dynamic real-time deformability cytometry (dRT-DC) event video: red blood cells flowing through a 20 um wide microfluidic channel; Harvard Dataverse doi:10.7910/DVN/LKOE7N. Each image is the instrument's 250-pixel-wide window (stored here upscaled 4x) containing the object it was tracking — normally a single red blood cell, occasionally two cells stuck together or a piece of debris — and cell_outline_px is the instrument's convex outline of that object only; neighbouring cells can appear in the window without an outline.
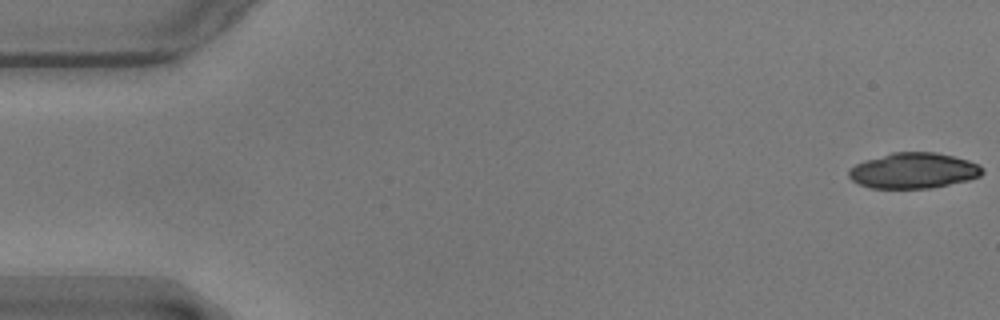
{"species": "common noctule bat (a hibernating species)", "species_latin": "Nyctalus noctula", "temperature_condition": "warm", "stored_images_in_passage": 8, "camera_frame_rate_fps": 3000, "um_per_image_px": 0.085, "animal": {"sex": "male", "body_mass_g": 17.9}, "frame": {"image": 1, "passage_image": 1, "time_ms": 0.0, "image_size_px": [1000, 320], "cell_outline_px": [[984, 172], [980, 176], [968, 180], [932, 188], [872, 188], [860, 184], [852, 180], [848, 176], [848, 168], [856, 164], [892, 152], [936, 152], [968, 160], [980, 164], [984, 168]], "centroid_in_image_um": [77.68, 14.5], "position_along_channel_um": 7.3, "area_um2": 27.69}}